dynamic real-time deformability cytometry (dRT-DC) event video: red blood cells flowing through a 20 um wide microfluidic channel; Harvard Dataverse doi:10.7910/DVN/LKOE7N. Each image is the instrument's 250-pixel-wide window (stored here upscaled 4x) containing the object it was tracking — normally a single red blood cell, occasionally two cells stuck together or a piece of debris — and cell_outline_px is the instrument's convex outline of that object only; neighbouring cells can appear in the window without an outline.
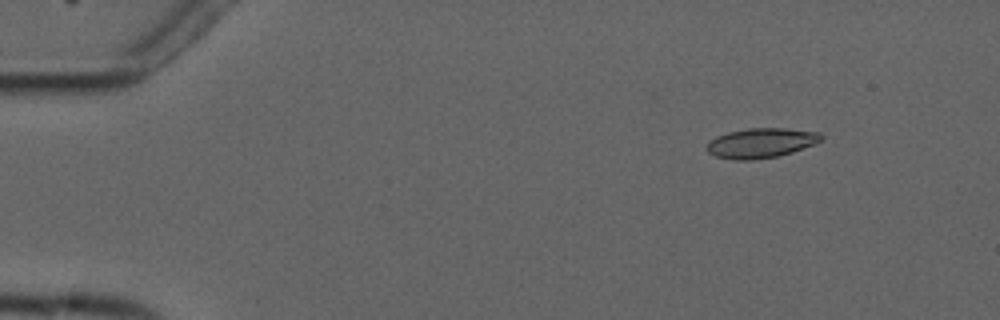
{"species": "common noctule bat (a hibernating species)", "species_latin": "Nyctalus noctula", "temperature_condition": "cold", "stored_images_in_passage": 5, "camera_frame_rate_fps": 3000, "um_per_image_px": 0.085, "animal": {"sex": "male", "forearm_length_mm": 52.5}, "frame": {"image": 1, "passage_image": 2, "time_ms": 1.333, "image_size_px": [1000, 320], "cell_outline_px": [[824, 140], [816, 144], [792, 152], [776, 156], [752, 160], [736, 160], [716, 156], [708, 152], [704, 148], [716, 136], [728, 132], [748, 128], [784, 128], [820, 132], [824, 136]], "centroid_in_image_um": [64.73, 12.15], "position_along_channel_um": 20.3, "area_um2": 19.94}}
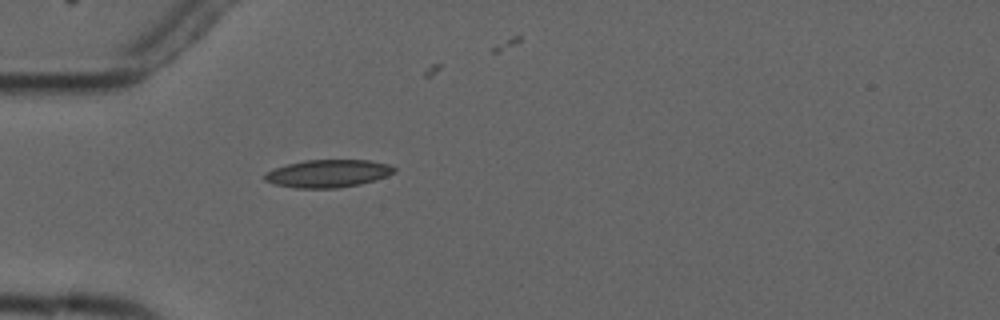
{"frame": {"image": 2, "passage_image": 5, "time_ms": 4.667, "image_size_px": [1000, 320], "cell_outline_px": [[396, 172], [388, 176], [376, 180], [360, 184], [336, 188], [296, 188], [276, 184], [264, 180], [264, 172], [288, 164], [304, 160], [368, 160], [388, 164], [396, 168]], "centroid_in_image_um": [27.91, 14.75], "position_along_channel_um": 57.1, "area_um2": 20.92}}